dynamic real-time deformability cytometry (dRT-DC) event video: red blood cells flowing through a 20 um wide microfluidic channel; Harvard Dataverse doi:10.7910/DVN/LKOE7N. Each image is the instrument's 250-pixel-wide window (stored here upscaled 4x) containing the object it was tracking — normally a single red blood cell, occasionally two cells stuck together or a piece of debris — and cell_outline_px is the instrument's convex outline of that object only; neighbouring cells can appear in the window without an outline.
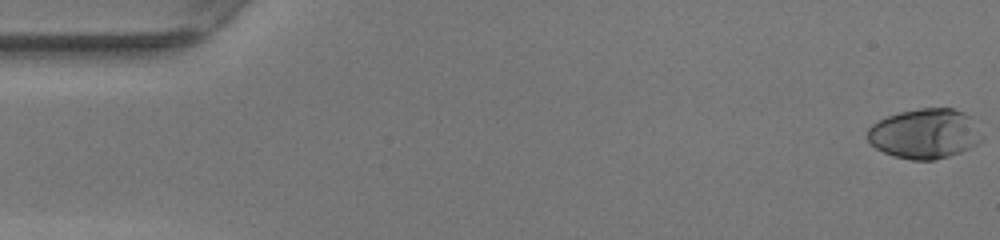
{"species": "human", "species_latin": "Homo sapiens", "temperature_condition": "warm", "stored_images_in_passage": 50, "camera_frame_rate_fps": 3000, "um_per_image_px": 0.085, "donor": {"sex": "female"}, "frame": {"image": 1, "passage_image": 1, "time_ms": 0.0, "image_size_px": [1000, 240], "cell_outline_px": [[984, 140], [960, 152], [936, 160], [912, 160], [896, 156], [884, 152], [876, 148], [868, 140], [868, 128], [872, 124], [888, 116], [900, 112], [920, 108], [956, 108], [964, 112], [968, 116], [984, 136]], "centroid_in_image_um": [78.62, 11.36], "position_along_channel_um": 6.4, "area_um2": 33.12}}
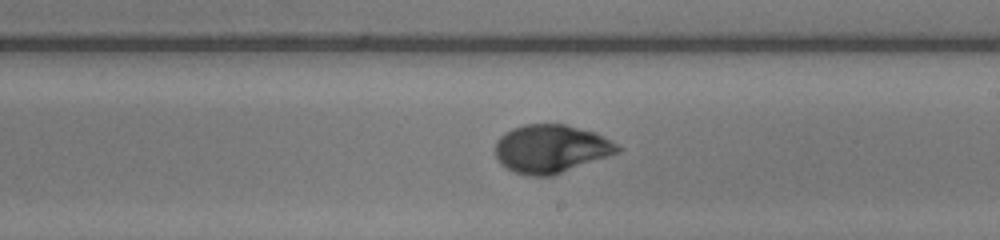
{"frame": {"image": 2, "passage_image": 29, "time_ms": 9.333, "image_size_px": [1000, 240], "cell_outline_px": [[624, 148], [620, 152], [552, 176], [532, 176], [516, 172], [500, 164], [496, 160], [496, 140], [504, 132], [512, 128], [524, 124], [564, 124], [596, 132], [612, 140]], "centroid_in_image_um": [46.86, 12.64], "position_along_channel_um": 242.1, "area_um2": 34.62}}
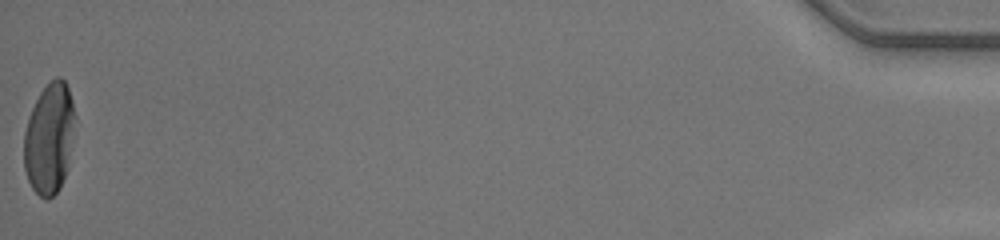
{"frame": {"image": 3, "passage_image": 50, "time_ms": 16.333, "image_size_px": [1000, 240], "cell_outline_px": [[76, 116], [68, 168], [60, 188], [48, 200], [44, 200], [32, 188], [28, 180], [24, 168], [24, 132], [32, 108], [40, 92], [56, 76], [60, 76], [64, 80], [68, 88], [72, 100]], "centroid_in_image_um": [4.2, 11.78], "position_along_channel_um": 431.0, "area_um2": 33.12}, "authors_computed_cell_mechanics": {"area_um2": 33.0905, "velocity_mm_per_s": 4.2134, "shape_relaxation_time_tau1_ms": 3.5803, "shape_relaxation_time_tau2_ms": 0.9681, "deformation_change_tau1": 0.2113, "deformation_change_tau2": 0.0376}}